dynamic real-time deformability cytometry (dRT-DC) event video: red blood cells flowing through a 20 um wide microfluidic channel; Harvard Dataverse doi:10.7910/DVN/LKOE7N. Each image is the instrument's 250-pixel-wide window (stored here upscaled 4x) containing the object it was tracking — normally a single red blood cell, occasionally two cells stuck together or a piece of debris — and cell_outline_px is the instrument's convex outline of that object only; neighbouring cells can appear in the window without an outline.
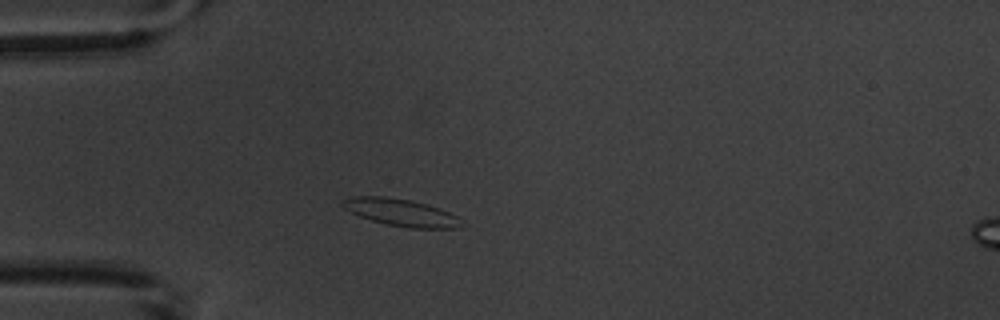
{"species": "common noctule bat (a hibernating species)", "species_latin": "Nyctalus noctula", "temperature_condition": "warm", "stored_images_in_passage": 2, "camera_frame_rate_fps": 3000, "um_per_image_px": 0.085, "animal": {"sex": "male", "body_mass_g": 20.1, "forearm_length_mm": 53.5}, "frame": {"image": 1, "passage_image": 1, "time_ms": 0.0, "image_size_px": [1000, 320], "cell_outline_px": [[460, 228], [408, 228], [384, 224], [360, 216], [344, 208], [340, 200], [352, 196], [384, 196], [408, 200], [424, 204], [448, 212], [456, 216], [460, 224]], "centroid_in_image_um": [34.0, 18.06], "position_along_channel_um": 51.0, "area_um2": 18.44}}